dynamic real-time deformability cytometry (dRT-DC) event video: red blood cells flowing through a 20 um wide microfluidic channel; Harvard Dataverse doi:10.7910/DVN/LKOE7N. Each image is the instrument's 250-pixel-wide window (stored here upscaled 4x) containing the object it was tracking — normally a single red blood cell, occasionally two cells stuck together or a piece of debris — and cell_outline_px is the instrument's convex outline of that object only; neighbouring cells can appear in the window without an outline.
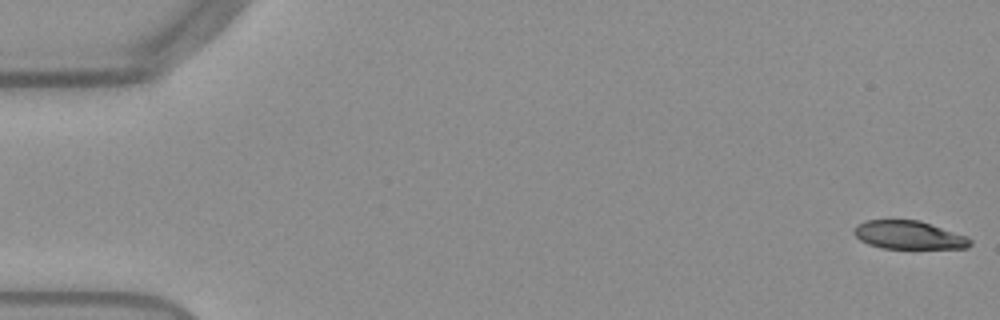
{"species": "Egyptian fruit bat (a non-hibernating species)", "species_latin": "Rousettus aegyptiacus", "temperature_condition": "warm", "stored_images_in_passage": 53, "camera_frame_rate_fps": 3000, "um_per_image_px": 0.085, "frame": {"image": 1, "passage_image": 1, "time_ms": 0.0, "image_size_px": [1000, 320], "cell_outline_px": [[972, 244], [968, 248], [880, 248], [868, 244], [860, 240], [852, 232], [856, 224], [864, 220], [920, 220], [968, 236], [972, 240]], "centroid_in_image_um": [77.25, 19.97], "position_along_channel_um": 7.8, "area_um2": 19.36}}
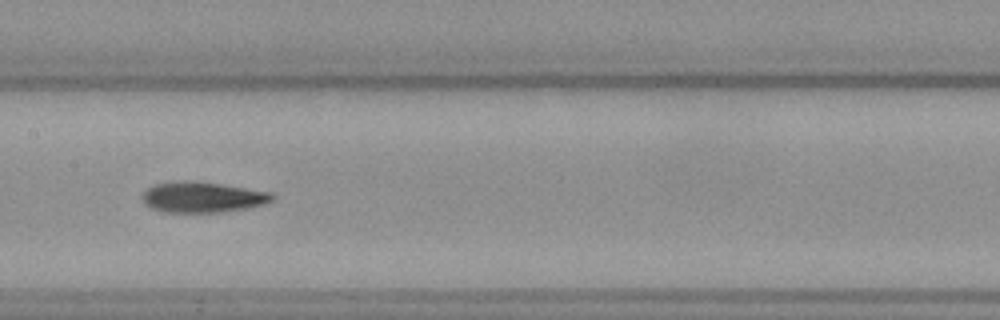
{"frame": {"image": 2, "passage_image": 27, "time_ms": 8.667, "image_size_px": [1000, 320], "cell_outline_px": [[276, 196], [272, 200], [264, 204], [248, 208], [224, 212], [164, 212], [152, 208], [144, 204], [140, 196], [152, 184], [172, 180], [192, 180], [220, 184], [272, 192]], "centroid_in_image_um": [17.18, 16.74], "position_along_channel_um": 190.2, "area_um2": 23.58}}
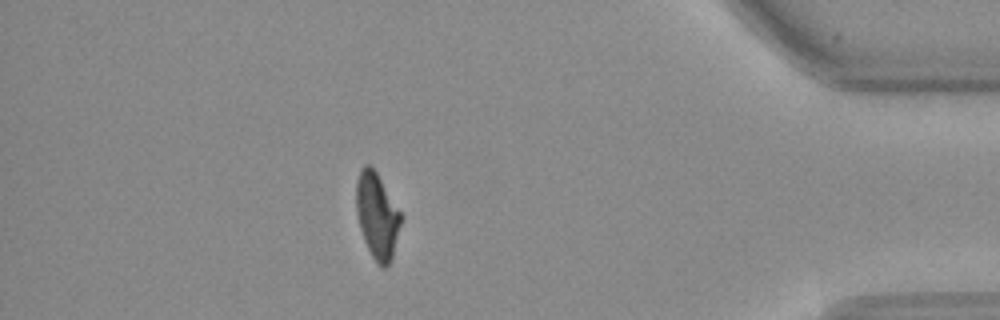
{"frame": {"image": 3, "passage_image": 47, "time_ms": 15.333, "image_size_px": [1000, 320], "cell_outline_px": [[400, 224], [392, 260], [384, 268], [380, 268], [376, 264], [364, 240], [360, 228], [356, 212], [356, 180], [360, 168], [364, 164], [368, 164], [376, 172], [400, 212]], "centroid_in_image_um": [32.02, 18.36], "position_along_channel_um": 403.2, "area_um2": 22.08}, "authors_computed_cell_mechanics": {"area_um2": 22.5998, "velocity_mm_per_s": 3.8407, "shape_relaxation_time_tau1_ms": 3.8378, "shape_relaxation_time_tau2_ms": 2.8616, "deformation_change_tau1": 0.195, "deformation_change_tau2": 0.1174}}